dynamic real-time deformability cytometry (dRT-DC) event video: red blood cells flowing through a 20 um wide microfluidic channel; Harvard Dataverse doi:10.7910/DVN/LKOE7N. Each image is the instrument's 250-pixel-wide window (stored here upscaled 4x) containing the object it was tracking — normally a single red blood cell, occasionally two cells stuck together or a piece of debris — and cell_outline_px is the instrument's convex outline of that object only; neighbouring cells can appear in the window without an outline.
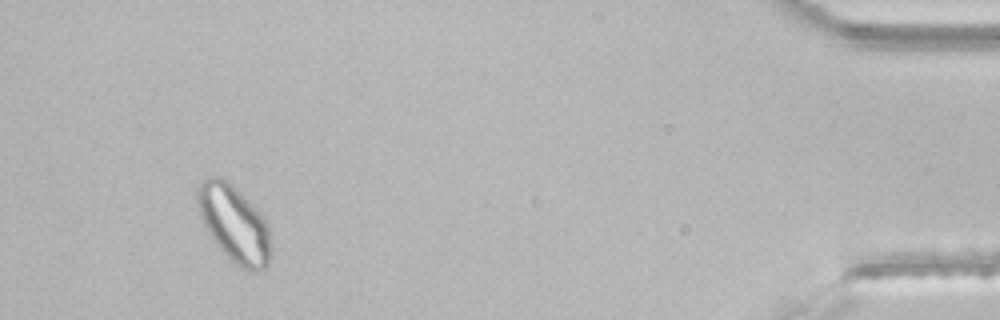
{"species": "common noctule bat (a hibernating species)", "species_latin": "Nyctalus noctula", "temperature_condition": "room temperature", "stored_images_in_passage": 42, "segment_of_instrument_passage": [2, 2], "camera_frame_rate_fps": 3000, "um_per_image_px": 0.085, "animal": {"sex": "male", "body_mass_g": 21.5, "forearm_length_mm": 52.0}, "frame": {"image": 1, "passage_image": 39, "time_ms": 12.667, "image_size_px": [1000, 320], "cell_outline_px": [[272, 256], [268, 264], [260, 272], [252, 272], [240, 268], [216, 244], [208, 232], [200, 216], [196, 200], [196, 192], [200, 184], [208, 176], [220, 176], [232, 184], [260, 212], [268, 224], [272, 248]], "centroid_in_image_um": [19.93, 19.04], "position_along_channel_um": 415.3, "area_um2": 33.06}}